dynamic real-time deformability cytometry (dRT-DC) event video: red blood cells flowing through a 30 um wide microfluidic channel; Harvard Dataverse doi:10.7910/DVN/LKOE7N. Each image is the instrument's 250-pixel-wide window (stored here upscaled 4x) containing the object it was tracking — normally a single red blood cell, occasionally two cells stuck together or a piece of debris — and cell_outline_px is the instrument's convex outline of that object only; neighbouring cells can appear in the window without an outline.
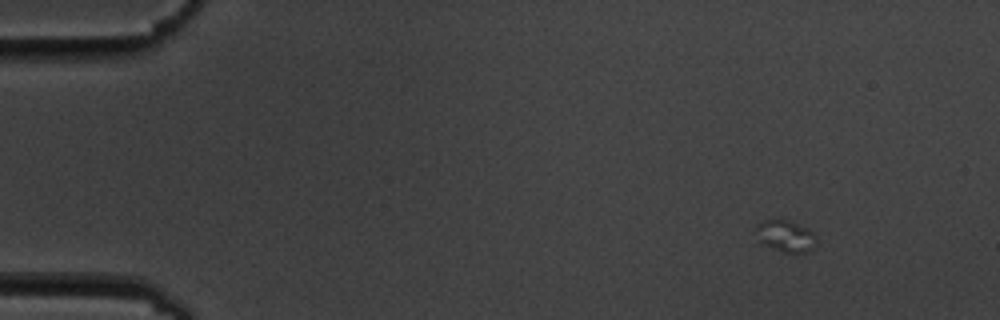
{"species": "common noctule bat (a hibernating species)", "species_latin": "Nyctalus noctula", "temperature_condition": "cold", "stored_images_in_passage": 4, "camera_frame_rate_fps": 3000, "um_per_image_px": 0.085, "animal": {"sex": "male", "body_mass_g": 19.5, "forearm_length_mm": 54.6}, "frame": {"image": 1, "passage_image": 1, "time_ms": 0.0, "image_size_px": [1000, 320], "cell_outline_px": [[816, 244], [812, 248], [804, 252], [784, 252], [760, 244], [756, 228], [756, 224], [764, 220], [784, 220], [796, 224], [812, 232]], "centroid_in_image_um": [66.71, 20.08], "position_along_channel_um": 18.3, "area_um2": 10.69}}